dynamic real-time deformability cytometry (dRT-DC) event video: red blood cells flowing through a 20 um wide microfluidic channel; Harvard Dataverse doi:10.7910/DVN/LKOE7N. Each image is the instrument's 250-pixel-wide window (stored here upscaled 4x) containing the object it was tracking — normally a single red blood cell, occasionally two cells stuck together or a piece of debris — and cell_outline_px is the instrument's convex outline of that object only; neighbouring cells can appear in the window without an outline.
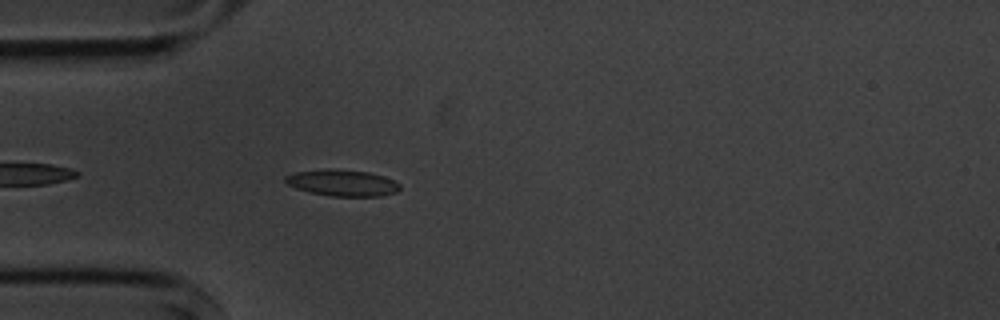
{"species": "common noctule bat (a hibernating species)", "species_latin": "Nyctalus noctula", "temperature_condition": "cold", "stored_images_in_passage": 3, "camera_frame_rate_fps": 3000, "um_per_image_px": 0.085, "animal": {"sex": "male", "body_mass_g": 20.1, "forearm_length_mm": 53.5}, "frame": {"image": 1, "passage_image": 3, "time_ms": 2.333, "image_size_px": [1000, 320], "cell_outline_px": [[400, 188], [396, 192], [380, 196], [332, 196], [308, 192], [296, 188], [288, 184], [284, 180], [284, 176], [296, 172], [328, 168], [368, 172], [384, 176], [400, 184]], "centroid_in_image_um": [29.08, 15.54], "position_along_channel_um": 55.9, "area_um2": 17.57}}